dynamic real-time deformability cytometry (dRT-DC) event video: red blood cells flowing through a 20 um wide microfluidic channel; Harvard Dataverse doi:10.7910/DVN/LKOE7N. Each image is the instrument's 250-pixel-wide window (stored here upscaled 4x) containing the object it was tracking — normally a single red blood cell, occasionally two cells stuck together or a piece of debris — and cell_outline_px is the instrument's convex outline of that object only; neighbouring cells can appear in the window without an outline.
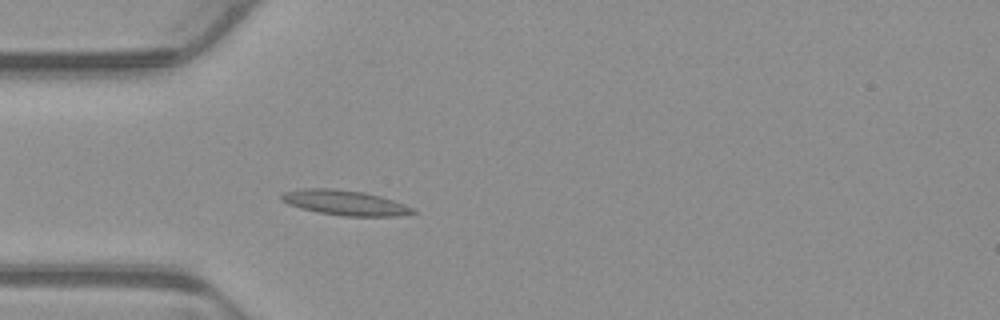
{"species": "common noctule bat (a hibernating species)", "species_latin": "Nyctalus noctula", "temperature_condition": "warm", "stored_images_in_passage": 3, "camera_frame_rate_fps": 3000, "um_per_image_px": 0.085, "animal": {"sex": "male", "body_mass_g": 23.1, "forearm_length_mm": 52.7}, "frame": {"image": 1, "passage_image": 3, "time_ms": 0.667, "image_size_px": [1000, 320], "cell_outline_px": [[416, 212], [400, 216], [344, 216], [320, 212], [300, 208], [288, 204], [280, 200], [280, 196], [284, 192], [300, 188], [332, 188], [364, 192], [380, 196], [404, 204], [412, 208]], "centroid_in_image_um": [29.28, 17.22], "position_along_channel_um": 55.7, "area_um2": 19.07}}